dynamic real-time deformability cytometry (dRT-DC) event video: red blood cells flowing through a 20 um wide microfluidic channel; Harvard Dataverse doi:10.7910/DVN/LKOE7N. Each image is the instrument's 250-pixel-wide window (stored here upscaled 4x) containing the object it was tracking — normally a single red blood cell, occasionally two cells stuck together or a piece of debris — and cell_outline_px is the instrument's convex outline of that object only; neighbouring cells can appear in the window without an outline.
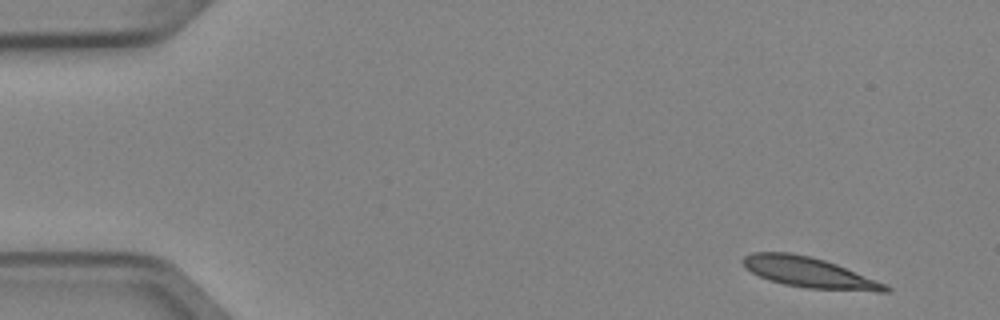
{"species": "Egyptian fruit bat (a non-hibernating species)", "species_latin": "Rousettus aegyptiacus", "temperature_condition": "cold", "stored_images_in_passage": 4, "camera_frame_rate_fps": 3000, "um_per_image_px": 0.085, "animal": {"sex": "female"}, "frame": {"image": 1, "passage_image": 1, "time_ms": 0.0, "image_size_px": [1000, 320], "cell_outline_px": [[892, 288], [888, 292], [876, 292], [808, 288], [784, 284], [768, 280], [744, 268], [740, 260], [744, 256], [752, 252], [792, 252], [824, 260], [836, 264], [888, 284]], "centroid_in_image_um": [68.78, 23.16], "position_along_channel_um": 16.2, "area_um2": 25.43}}
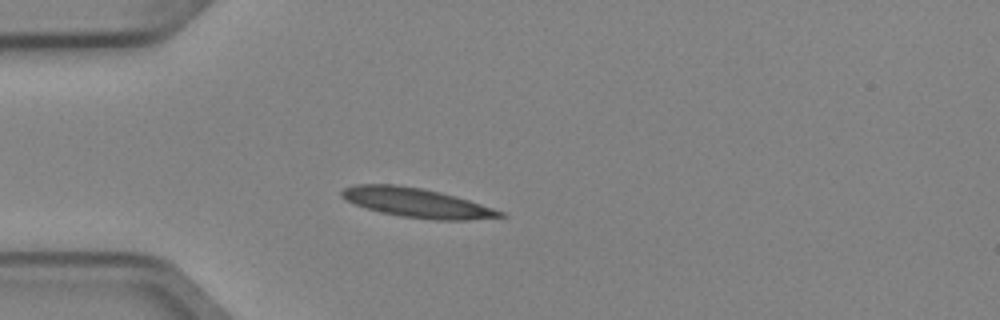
{"frame": {"image": 2, "passage_image": 4, "time_ms": 1.0, "image_size_px": [1000, 320], "cell_outline_px": [[508, 216], [468, 220], [432, 220], [400, 216], [380, 212], [356, 204], [340, 196], [340, 192], [344, 188], [356, 184], [396, 184], [420, 188], [440, 192], [456, 196], [504, 212]], "centroid_in_image_um": [35.43, 17.23], "position_along_channel_um": 49.6, "area_um2": 26.88}}